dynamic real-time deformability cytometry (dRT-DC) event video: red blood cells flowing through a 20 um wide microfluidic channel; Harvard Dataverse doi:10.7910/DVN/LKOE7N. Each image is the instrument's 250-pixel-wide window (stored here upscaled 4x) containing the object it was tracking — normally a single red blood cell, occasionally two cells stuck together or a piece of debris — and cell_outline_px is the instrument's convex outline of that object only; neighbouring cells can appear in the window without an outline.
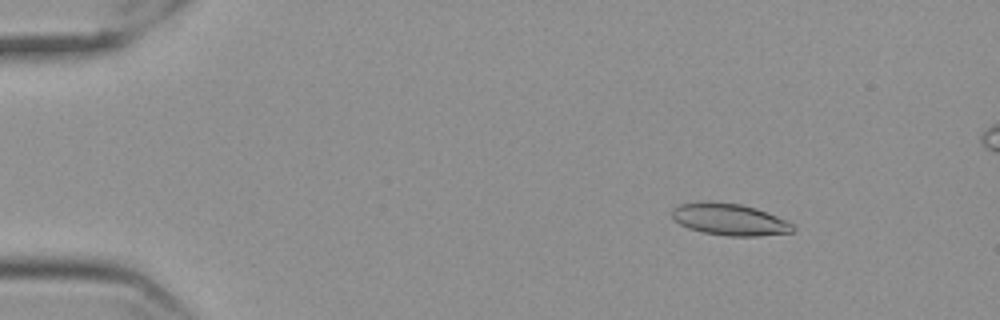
{"species": "Egyptian fruit bat (a non-hibernating species)", "species_latin": "Rousettus aegyptiacus", "temperature_condition": "cold", "stored_images_in_passage": 60, "segment_of_instrument_passage": [1, 2], "camera_frame_rate_fps": 3000, "um_per_image_px": 0.085, "frame": {"image": 1, "passage_image": 9, "time_ms": 2.667, "image_size_px": [1000, 320], "cell_outline_px": [[796, 228], [792, 232], [756, 236], [728, 236], [704, 232], [688, 228], [680, 224], [672, 216], [672, 208], [680, 204], [700, 200], [708, 200], [740, 204], [756, 208], [776, 216], [792, 224]], "centroid_in_image_um": [61.97, 18.63], "position_along_channel_um": 23.0, "area_um2": 22.43}}
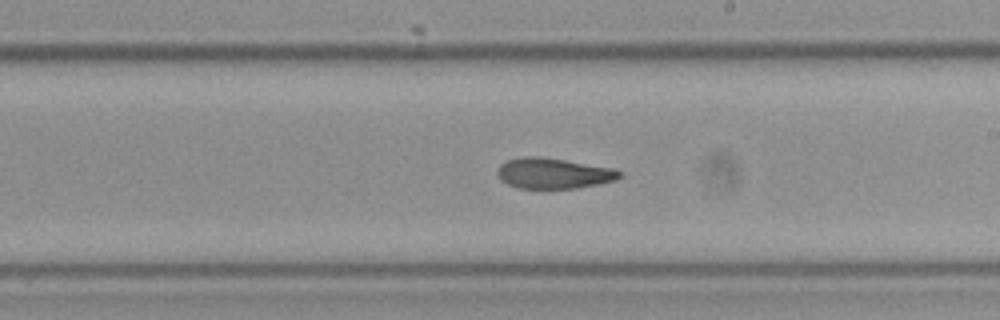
{"frame": {"image": 2, "passage_image": 35, "time_ms": 11.333, "image_size_px": [1000, 320], "cell_outline_px": [[624, 176], [616, 180], [600, 184], [576, 188], [516, 188], [500, 180], [496, 172], [500, 164], [508, 160], [524, 156], [540, 156], [612, 168], [620, 172]], "centroid_in_image_um": [47.03, 14.74], "position_along_channel_um": 242.0, "area_um2": 21.79}}
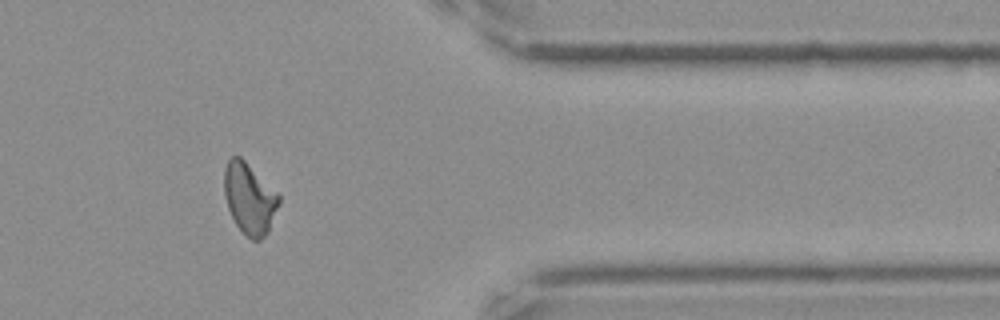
{"frame": {"image": 3, "passage_image": 49, "time_ms": 16.0, "image_size_px": [1000, 320], "cell_outline_px": [[280, 200], [268, 232], [260, 240], [252, 240], [236, 224], [228, 208], [224, 192], [224, 168], [228, 160], [232, 156], [240, 156], [280, 196]], "centroid_in_image_um": [21.19, 16.86], "position_along_channel_um": 390.2, "area_um2": 22.14}}